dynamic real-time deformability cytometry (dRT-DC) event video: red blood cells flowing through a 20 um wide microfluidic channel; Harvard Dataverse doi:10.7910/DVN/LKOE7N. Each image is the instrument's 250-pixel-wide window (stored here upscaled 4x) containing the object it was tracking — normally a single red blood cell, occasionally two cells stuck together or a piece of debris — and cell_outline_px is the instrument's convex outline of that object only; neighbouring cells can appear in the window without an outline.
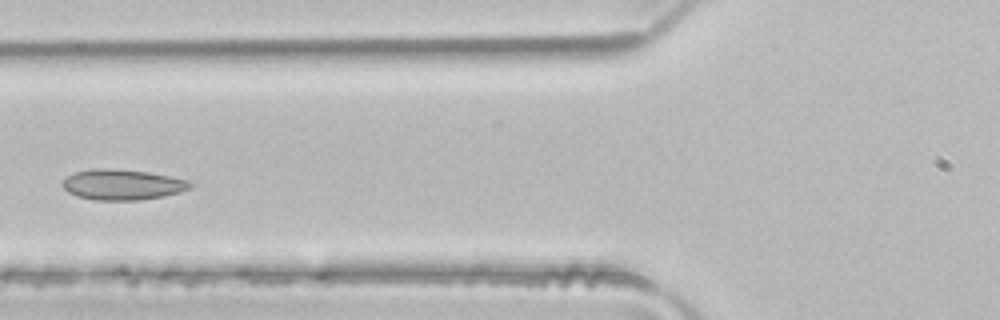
{"species": "common noctule bat (a hibernating species)", "species_latin": "Nyctalus noctula", "temperature_condition": "room temperature", "stored_images_in_passage": 4, "camera_frame_rate_fps": 3000, "um_per_image_px": 0.085, "animal": {"sex": "male", "body_mass_g": 21.5, "forearm_length_mm": 52.0}, "frame": {"image": 1, "passage_image": 4, "time_ms": 1.0, "image_size_px": [1000, 320], "cell_outline_px": [[192, 184], [188, 188], [164, 196], [140, 200], [96, 200], [76, 196], [68, 192], [60, 184], [68, 176], [76, 172], [92, 168], [108, 168], [148, 172], [188, 180]], "centroid_in_image_um": [10.34, 15.69], "position_along_channel_um": 115.5, "area_um2": 22.48}}